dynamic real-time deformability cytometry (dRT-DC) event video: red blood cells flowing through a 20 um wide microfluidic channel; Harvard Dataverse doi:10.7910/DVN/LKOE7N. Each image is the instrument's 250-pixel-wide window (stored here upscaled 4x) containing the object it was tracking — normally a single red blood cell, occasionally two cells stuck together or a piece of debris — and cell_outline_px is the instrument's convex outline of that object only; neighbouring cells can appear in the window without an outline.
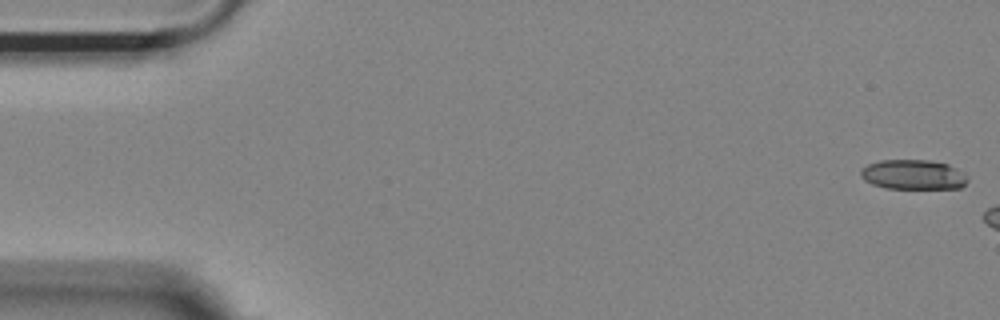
{"species": "Egyptian fruit bat (a non-hibernating species)", "species_latin": "Rousettus aegyptiacus", "temperature_condition": "room temperature", "stored_images_in_passage": 15, "camera_frame_rate_fps": 3000, "um_per_image_px": 0.085, "animal": {"sex": "female"}, "frame": {"image": 1, "passage_image": 1, "time_ms": 0.0, "image_size_px": [1000, 320], "cell_outline_px": [[968, 180], [960, 188], [884, 188], [872, 184], [864, 180], [860, 176], [860, 168], [868, 164], [880, 160], [928, 160], [948, 164], [964, 172], [968, 176]], "centroid_in_image_um": [77.61, 14.84], "position_along_channel_um": 7.4, "area_um2": 18.67}}
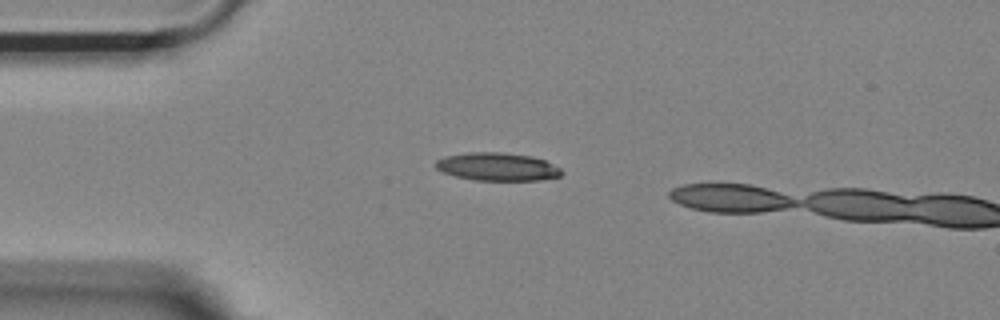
{"frame": {"image": 2, "passage_image": 13, "time_ms": 4.0, "image_size_px": [1000, 320], "cell_outline_px": [[564, 172], [560, 176], [540, 180], [476, 180], [456, 176], [444, 172], [436, 168], [432, 164], [436, 160], [444, 156], [468, 152], [500, 152], [532, 156], [544, 160], [560, 168]], "centroid_in_image_um": [42.25, 14.16], "position_along_channel_um": 42.7, "area_um2": 20.58}}